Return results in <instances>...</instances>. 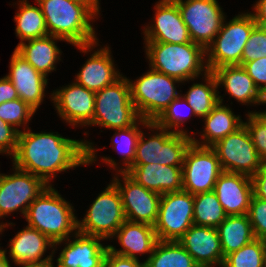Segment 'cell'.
Returning a JSON list of instances; mask_svg holds the SVG:
<instances>
[{
  "label": "cell",
  "instance_id": "6da1fadb",
  "mask_svg": "<svg viewBox=\"0 0 266 267\" xmlns=\"http://www.w3.org/2000/svg\"><path fill=\"white\" fill-rule=\"evenodd\" d=\"M19 132L13 166L40 177L47 185L58 172L96 161V149L89 141L74 140L58 132L33 133L28 127Z\"/></svg>",
  "mask_w": 266,
  "mask_h": 267
},
{
  "label": "cell",
  "instance_id": "7a4b0ae2",
  "mask_svg": "<svg viewBox=\"0 0 266 267\" xmlns=\"http://www.w3.org/2000/svg\"><path fill=\"white\" fill-rule=\"evenodd\" d=\"M44 15L48 35L62 38L83 53L99 45L92 20L96 16L72 0H36Z\"/></svg>",
  "mask_w": 266,
  "mask_h": 267
},
{
  "label": "cell",
  "instance_id": "3957f363",
  "mask_svg": "<svg viewBox=\"0 0 266 267\" xmlns=\"http://www.w3.org/2000/svg\"><path fill=\"white\" fill-rule=\"evenodd\" d=\"M145 52L154 71L174 77L181 82L194 80L202 71L208 72L205 49L189 43L146 42Z\"/></svg>",
  "mask_w": 266,
  "mask_h": 267
},
{
  "label": "cell",
  "instance_id": "277c9868",
  "mask_svg": "<svg viewBox=\"0 0 266 267\" xmlns=\"http://www.w3.org/2000/svg\"><path fill=\"white\" fill-rule=\"evenodd\" d=\"M73 207L52 185H48L29 205L25 215L27 226L37 229L53 242L65 240L70 233L78 231Z\"/></svg>",
  "mask_w": 266,
  "mask_h": 267
},
{
  "label": "cell",
  "instance_id": "5b68a950",
  "mask_svg": "<svg viewBox=\"0 0 266 267\" xmlns=\"http://www.w3.org/2000/svg\"><path fill=\"white\" fill-rule=\"evenodd\" d=\"M128 81L131 100L139 116L149 122H154L180 95L175 86L180 80L151 68L136 81Z\"/></svg>",
  "mask_w": 266,
  "mask_h": 267
},
{
  "label": "cell",
  "instance_id": "8992f818",
  "mask_svg": "<svg viewBox=\"0 0 266 267\" xmlns=\"http://www.w3.org/2000/svg\"><path fill=\"white\" fill-rule=\"evenodd\" d=\"M256 26L252 13L239 14L227 23L224 19L220 31L205 49L208 71L222 66L241 65L244 46Z\"/></svg>",
  "mask_w": 266,
  "mask_h": 267
},
{
  "label": "cell",
  "instance_id": "52a82bcc",
  "mask_svg": "<svg viewBox=\"0 0 266 267\" xmlns=\"http://www.w3.org/2000/svg\"><path fill=\"white\" fill-rule=\"evenodd\" d=\"M140 119L131 100L130 84L126 77L122 76L112 85L95 92L94 116L90 126L117 130L130 127Z\"/></svg>",
  "mask_w": 266,
  "mask_h": 267
},
{
  "label": "cell",
  "instance_id": "ba28073f",
  "mask_svg": "<svg viewBox=\"0 0 266 267\" xmlns=\"http://www.w3.org/2000/svg\"><path fill=\"white\" fill-rule=\"evenodd\" d=\"M147 128L159 130V133L145 139L144 133L138 139L136 155L132 165L160 164L182 167L184 155L192 143V137L183 133H174L163 129L153 122Z\"/></svg>",
  "mask_w": 266,
  "mask_h": 267
},
{
  "label": "cell",
  "instance_id": "9c48e42d",
  "mask_svg": "<svg viewBox=\"0 0 266 267\" xmlns=\"http://www.w3.org/2000/svg\"><path fill=\"white\" fill-rule=\"evenodd\" d=\"M125 221L120 192L111 182L93 201L82 221L78 220V232L104 240L113 239Z\"/></svg>",
  "mask_w": 266,
  "mask_h": 267
},
{
  "label": "cell",
  "instance_id": "30bf717a",
  "mask_svg": "<svg viewBox=\"0 0 266 267\" xmlns=\"http://www.w3.org/2000/svg\"><path fill=\"white\" fill-rule=\"evenodd\" d=\"M211 148L217 154L223 171L244 174L252 178L264 163L244 124Z\"/></svg>",
  "mask_w": 266,
  "mask_h": 267
},
{
  "label": "cell",
  "instance_id": "8fae6325",
  "mask_svg": "<svg viewBox=\"0 0 266 267\" xmlns=\"http://www.w3.org/2000/svg\"><path fill=\"white\" fill-rule=\"evenodd\" d=\"M194 195L181 190L161 195L154 225L161 241H178L193 225Z\"/></svg>",
  "mask_w": 266,
  "mask_h": 267
},
{
  "label": "cell",
  "instance_id": "7c38bea8",
  "mask_svg": "<svg viewBox=\"0 0 266 267\" xmlns=\"http://www.w3.org/2000/svg\"><path fill=\"white\" fill-rule=\"evenodd\" d=\"M195 44L206 49L221 29L225 15L217 0H173Z\"/></svg>",
  "mask_w": 266,
  "mask_h": 267
},
{
  "label": "cell",
  "instance_id": "4fadbf2b",
  "mask_svg": "<svg viewBox=\"0 0 266 267\" xmlns=\"http://www.w3.org/2000/svg\"><path fill=\"white\" fill-rule=\"evenodd\" d=\"M182 171L183 190L196 195L213 191L223 169L211 147L191 143L184 155Z\"/></svg>",
  "mask_w": 266,
  "mask_h": 267
},
{
  "label": "cell",
  "instance_id": "5bb4252c",
  "mask_svg": "<svg viewBox=\"0 0 266 267\" xmlns=\"http://www.w3.org/2000/svg\"><path fill=\"white\" fill-rule=\"evenodd\" d=\"M14 173H0V218L20 210L26 215L29 205L48 186L40 177L13 166Z\"/></svg>",
  "mask_w": 266,
  "mask_h": 267
},
{
  "label": "cell",
  "instance_id": "9a60e30c",
  "mask_svg": "<svg viewBox=\"0 0 266 267\" xmlns=\"http://www.w3.org/2000/svg\"><path fill=\"white\" fill-rule=\"evenodd\" d=\"M118 174L122 175L123 180L116 175L112 182L120 192L126 220L154 226L158 219L161 194L136 183L125 172Z\"/></svg>",
  "mask_w": 266,
  "mask_h": 267
},
{
  "label": "cell",
  "instance_id": "2e32d148",
  "mask_svg": "<svg viewBox=\"0 0 266 267\" xmlns=\"http://www.w3.org/2000/svg\"><path fill=\"white\" fill-rule=\"evenodd\" d=\"M57 113L72 126H87L93 121L95 92L72 83L51 94Z\"/></svg>",
  "mask_w": 266,
  "mask_h": 267
},
{
  "label": "cell",
  "instance_id": "e0dca14e",
  "mask_svg": "<svg viewBox=\"0 0 266 267\" xmlns=\"http://www.w3.org/2000/svg\"><path fill=\"white\" fill-rule=\"evenodd\" d=\"M154 24L144 28V42L189 43L192 42L188 27L182 20L178 5L173 0H159Z\"/></svg>",
  "mask_w": 266,
  "mask_h": 267
},
{
  "label": "cell",
  "instance_id": "ac0fdd59",
  "mask_svg": "<svg viewBox=\"0 0 266 267\" xmlns=\"http://www.w3.org/2000/svg\"><path fill=\"white\" fill-rule=\"evenodd\" d=\"M75 239L70 241L68 237L65 240L54 242L56 250L57 245L68 241L64 249L57 258V267H103L106 254L109 247L100 243L102 238L86 235L80 232H74ZM56 246V247H55Z\"/></svg>",
  "mask_w": 266,
  "mask_h": 267
},
{
  "label": "cell",
  "instance_id": "d6986e66",
  "mask_svg": "<svg viewBox=\"0 0 266 267\" xmlns=\"http://www.w3.org/2000/svg\"><path fill=\"white\" fill-rule=\"evenodd\" d=\"M178 242L199 267H222L225 258L217 228L193 224Z\"/></svg>",
  "mask_w": 266,
  "mask_h": 267
},
{
  "label": "cell",
  "instance_id": "ffe728a7",
  "mask_svg": "<svg viewBox=\"0 0 266 267\" xmlns=\"http://www.w3.org/2000/svg\"><path fill=\"white\" fill-rule=\"evenodd\" d=\"M9 63L10 71L6 77L12 82L18 97L36 111L45 97L47 77L38 72L15 50Z\"/></svg>",
  "mask_w": 266,
  "mask_h": 267
},
{
  "label": "cell",
  "instance_id": "44dd1931",
  "mask_svg": "<svg viewBox=\"0 0 266 267\" xmlns=\"http://www.w3.org/2000/svg\"><path fill=\"white\" fill-rule=\"evenodd\" d=\"M213 191L227 215H244L248 213L253 196L251 177L223 171L218 176Z\"/></svg>",
  "mask_w": 266,
  "mask_h": 267
},
{
  "label": "cell",
  "instance_id": "7402d4cb",
  "mask_svg": "<svg viewBox=\"0 0 266 267\" xmlns=\"http://www.w3.org/2000/svg\"><path fill=\"white\" fill-rule=\"evenodd\" d=\"M125 173L136 183L161 195L183 190L182 167L160 164L131 165Z\"/></svg>",
  "mask_w": 266,
  "mask_h": 267
},
{
  "label": "cell",
  "instance_id": "603a6c76",
  "mask_svg": "<svg viewBox=\"0 0 266 267\" xmlns=\"http://www.w3.org/2000/svg\"><path fill=\"white\" fill-rule=\"evenodd\" d=\"M90 56L75 78L78 85L97 92L122 77L115 69L109 47L100 48Z\"/></svg>",
  "mask_w": 266,
  "mask_h": 267
},
{
  "label": "cell",
  "instance_id": "cb8c5ba5",
  "mask_svg": "<svg viewBox=\"0 0 266 267\" xmlns=\"http://www.w3.org/2000/svg\"><path fill=\"white\" fill-rule=\"evenodd\" d=\"M9 256L15 265L42 263L53 260L54 242L37 229L26 226L10 239ZM53 248L52 254L42 259L47 248Z\"/></svg>",
  "mask_w": 266,
  "mask_h": 267
},
{
  "label": "cell",
  "instance_id": "d4e9b609",
  "mask_svg": "<svg viewBox=\"0 0 266 267\" xmlns=\"http://www.w3.org/2000/svg\"><path fill=\"white\" fill-rule=\"evenodd\" d=\"M113 237H117L122 248L117 250L113 245H108L111 252L137 260H139L137 254L149 253L151 255L158 241L154 226L127 220Z\"/></svg>",
  "mask_w": 266,
  "mask_h": 267
},
{
  "label": "cell",
  "instance_id": "484cf974",
  "mask_svg": "<svg viewBox=\"0 0 266 267\" xmlns=\"http://www.w3.org/2000/svg\"><path fill=\"white\" fill-rule=\"evenodd\" d=\"M212 73L217 85H223L230 97L238 102L245 105L262 104V93L241 65L222 66L215 68Z\"/></svg>",
  "mask_w": 266,
  "mask_h": 267
},
{
  "label": "cell",
  "instance_id": "4316f807",
  "mask_svg": "<svg viewBox=\"0 0 266 267\" xmlns=\"http://www.w3.org/2000/svg\"><path fill=\"white\" fill-rule=\"evenodd\" d=\"M56 40L62 38L47 35L40 38L27 40L28 43H19L15 51L30 63L38 72L44 76L55 70V64L60 59L61 49L56 45Z\"/></svg>",
  "mask_w": 266,
  "mask_h": 267
},
{
  "label": "cell",
  "instance_id": "83f0119b",
  "mask_svg": "<svg viewBox=\"0 0 266 267\" xmlns=\"http://www.w3.org/2000/svg\"><path fill=\"white\" fill-rule=\"evenodd\" d=\"M205 128L201 134V143L192 137V143L202 146L211 147L228 134L234 133L243 125V120L239 115H235L232 109L219 102L211 112L203 117Z\"/></svg>",
  "mask_w": 266,
  "mask_h": 267
},
{
  "label": "cell",
  "instance_id": "f1b7e54d",
  "mask_svg": "<svg viewBox=\"0 0 266 267\" xmlns=\"http://www.w3.org/2000/svg\"><path fill=\"white\" fill-rule=\"evenodd\" d=\"M224 258L255 239L247 214L227 215L217 227Z\"/></svg>",
  "mask_w": 266,
  "mask_h": 267
},
{
  "label": "cell",
  "instance_id": "f546056e",
  "mask_svg": "<svg viewBox=\"0 0 266 267\" xmlns=\"http://www.w3.org/2000/svg\"><path fill=\"white\" fill-rule=\"evenodd\" d=\"M203 83H194L183 98L188 102V105L193 108V113L197 117H206L211 110L223 101L217 90L218 85L215 75L208 71L204 72Z\"/></svg>",
  "mask_w": 266,
  "mask_h": 267
},
{
  "label": "cell",
  "instance_id": "4dcf8cb0",
  "mask_svg": "<svg viewBox=\"0 0 266 267\" xmlns=\"http://www.w3.org/2000/svg\"><path fill=\"white\" fill-rule=\"evenodd\" d=\"M19 10L14 17L16 22V36L21 40L19 43L27 40L40 38L48 35L44 15L40 6H33L27 0H20Z\"/></svg>",
  "mask_w": 266,
  "mask_h": 267
},
{
  "label": "cell",
  "instance_id": "1f68e13d",
  "mask_svg": "<svg viewBox=\"0 0 266 267\" xmlns=\"http://www.w3.org/2000/svg\"><path fill=\"white\" fill-rule=\"evenodd\" d=\"M146 267H199L178 241H161L144 261Z\"/></svg>",
  "mask_w": 266,
  "mask_h": 267
},
{
  "label": "cell",
  "instance_id": "d6a6232c",
  "mask_svg": "<svg viewBox=\"0 0 266 267\" xmlns=\"http://www.w3.org/2000/svg\"><path fill=\"white\" fill-rule=\"evenodd\" d=\"M149 121H146L144 119H140L137 121V123L133 124L130 127L123 128V129H117L116 132L113 135V141L114 143L112 148L114 150H118L119 154L123 155V164L125 165L124 169L116 167L118 164L115 162L114 159H111L110 157H103L101 158L105 164H108L118 172H125L132 164L135 159L136 155V147L138 143V139L141 135V130L138 128V125L141 124L145 127H147Z\"/></svg>",
  "mask_w": 266,
  "mask_h": 267
},
{
  "label": "cell",
  "instance_id": "836d02e7",
  "mask_svg": "<svg viewBox=\"0 0 266 267\" xmlns=\"http://www.w3.org/2000/svg\"><path fill=\"white\" fill-rule=\"evenodd\" d=\"M226 217L214 191L194 195L193 224L217 228Z\"/></svg>",
  "mask_w": 266,
  "mask_h": 267
},
{
  "label": "cell",
  "instance_id": "e575fe53",
  "mask_svg": "<svg viewBox=\"0 0 266 267\" xmlns=\"http://www.w3.org/2000/svg\"><path fill=\"white\" fill-rule=\"evenodd\" d=\"M266 240L254 239L224 259L222 267H263Z\"/></svg>",
  "mask_w": 266,
  "mask_h": 267
},
{
  "label": "cell",
  "instance_id": "d590c367",
  "mask_svg": "<svg viewBox=\"0 0 266 267\" xmlns=\"http://www.w3.org/2000/svg\"><path fill=\"white\" fill-rule=\"evenodd\" d=\"M36 111L20 98L0 104V119L13 126L19 132L18 126H23L31 120ZM17 126V127H16Z\"/></svg>",
  "mask_w": 266,
  "mask_h": 267
},
{
  "label": "cell",
  "instance_id": "8d00e7d4",
  "mask_svg": "<svg viewBox=\"0 0 266 267\" xmlns=\"http://www.w3.org/2000/svg\"><path fill=\"white\" fill-rule=\"evenodd\" d=\"M182 104L184 106L187 105L189 111H191L189 115L190 117L192 115L195 116L193 113V108L188 105V102L185 100V98H183V96L179 95L153 123L163 129H171V132L188 135L187 131H184L182 128L180 129V125L185 122L184 119L186 117H182L183 115L181 116L182 110L180 107Z\"/></svg>",
  "mask_w": 266,
  "mask_h": 267
},
{
  "label": "cell",
  "instance_id": "74e56055",
  "mask_svg": "<svg viewBox=\"0 0 266 267\" xmlns=\"http://www.w3.org/2000/svg\"><path fill=\"white\" fill-rule=\"evenodd\" d=\"M246 115L247 122H243V124L249 131L259 157L266 163V111H251Z\"/></svg>",
  "mask_w": 266,
  "mask_h": 267
},
{
  "label": "cell",
  "instance_id": "f35d334b",
  "mask_svg": "<svg viewBox=\"0 0 266 267\" xmlns=\"http://www.w3.org/2000/svg\"><path fill=\"white\" fill-rule=\"evenodd\" d=\"M261 57H266V28L257 25L244 46L241 65Z\"/></svg>",
  "mask_w": 266,
  "mask_h": 267
},
{
  "label": "cell",
  "instance_id": "ab89813d",
  "mask_svg": "<svg viewBox=\"0 0 266 267\" xmlns=\"http://www.w3.org/2000/svg\"><path fill=\"white\" fill-rule=\"evenodd\" d=\"M247 215L255 238L266 240V201L253 194Z\"/></svg>",
  "mask_w": 266,
  "mask_h": 267
},
{
  "label": "cell",
  "instance_id": "60d3db41",
  "mask_svg": "<svg viewBox=\"0 0 266 267\" xmlns=\"http://www.w3.org/2000/svg\"><path fill=\"white\" fill-rule=\"evenodd\" d=\"M19 131L0 119V153L13 157L17 150Z\"/></svg>",
  "mask_w": 266,
  "mask_h": 267
},
{
  "label": "cell",
  "instance_id": "b9f144b4",
  "mask_svg": "<svg viewBox=\"0 0 266 267\" xmlns=\"http://www.w3.org/2000/svg\"><path fill=\"white\" fill-rule=\"evenodd\" d=\"M253 79L256 87L263 94L266 91V57L245 62L241 65Z\"/></svg>",
  "mask_w": 266,
  "mask_h": 267
},
{
  "label": "cell",
  "instance_id": "7bdbcfd3",
  "mask_svg": "<svg viewBox=\"0 0 266 267\" xmlns=\"http://www.w3.org/2000/svg\"><path fill=\"white\" fill-rule=\"evenodd\" d=\"M145 262H141L137 259L117 255L108 250L103 267H143Z\"/></svg>",
  "mask_w": 266,
  "mask_h": 267
},
{
  "label": "cell",
  "instance_id": "ee69618b",
  "mask_svg": "<svg viewBox=\"0 0 266 267\" xmlns=\"http://www.w3.org/2000/svg\"><path fill=\"white\" fill-rule=\"evenodd\" d=\"M253 194L266 201V163H263L261 169L252 177Z\"/></svg>",
  "mask_w": 266,
  "mask_h": 267
},
{
  "label": "cell",
  "instance_id": "f6af8a7d",
  "mask_svg": "<svg viewBox=\"0 0 266 267\" xmlns=\"http://www.w3.org/2000/svg\"><path fill=\"white\" fill-rule=\"evenodd\" d=\"M18 98L17 91L12 82L6 76L0 78V104Z\"/></svg>",
  "mask_w": 266,
  "mask_h": 267
},
{
  "label": "cell",
  "instance_id": "bcb514c9",
  "mask_svg": "<svg viewBox=\"0 0 266 267\" xmlns=\"http://www.w3.org/2000/svg\"><path fill=\"white\" fill-rule=\"evenodd\" d=\"M254 6L255 12L252 13L258 26L266 28V0H258Z\"/></svg>",
  "mask_w": 266,
  "mask_h": 267
},
{
  "label": "cell",
  "instance_id": "7dc6e473",
  "mask_svg": "<svg viewBox=\"0 0 266 267\" xmlns=\"http://www.w3.org/2000/svg\"><path fill=\"white\" fill-rule=\"evenodd\" d=\"M86 6L95 16L100 12L99 0H72Z\"/></svg>",
  "mask_w": 266,
  "mask_h": 267
},
{
  "label": "cell",
  "instance_id": "c3c4849f",
  "mask_svg": "<svg viewBox=\"0 0 266 267\" xmlns=\"http://www.w3.org/2000/svg\"><path fill=\"white\" fill-rule=\"evenodd\" d=\"M18 266H20V267H55L53 265V261L52 260H48V261L42 262V263L18 264Z\"/></svg>",
  "mask_w": 266,
  "mask_h": 267
},
{
  "label": "cell",
  "instance_id": "681fc988",
  "mask_svg": "<svg viewBox=\"0 0 266 267\" xmlns=\"http://www.w3.org/2000/svg\"><path fill=\"white\" fill-rule=\"evenodd\" d=\"M6 252H7L6 250L0 249V267H11L10 261L6 256Z\"/></svg>",
  "mask_w": 266,
  "mask_h": 267
},
{
  "label": "cell",
  "instance_id": "f907efd6",
  "mask_svg": "<svg viewBox=\"0 0 266 267\" xmlns=\"http://www.w3.org/2000/svg\"><path fill=\"white\" fill-rule=\"evenodd\" d=\"M12 223H5V224H3V222L2 223H0V234H2V231L4 230V228L5 227H7L8 225H11Z\"/></svg>",
  "mask_w": 266,
  "mask_h": 267
},
{
  "label": "cell",
  "instance_id": "816d5d0a",
  "mask_svg": "<svg viewBox=\"0 0 266 267\" xmlns=\"http://www.w3.org/2000/svg\"><path fill=\"white\" fill-rule=\"evenodd\" d=\"M262 104H266V91L262 94Z\"/></svg>",
  "mask_w": 266,
  "mask_h": 267
},
{
  "label": "cell",
  "instance_id": "f5cc1de1",
  "mask_svg": "<svg viewBox=\"0 0 266 267\" xmlns=\"http://www.w3.org/2000/svg\"><path fill=\"white\" fill-rule=\"evenodd\" d=\"M263 267H266V252H265V255H264V264H263Z\"/></svg>",
  "mask_w": 266,
  "mask_h": 267
}]
</instances>
